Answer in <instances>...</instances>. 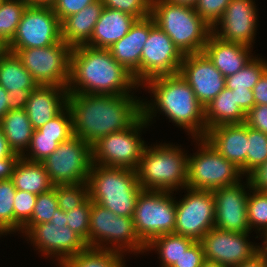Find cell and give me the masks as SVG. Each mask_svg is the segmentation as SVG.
I'll return each instance as SVG.
<instances>
[{
	"label": "cell",
	"instance_id": "48",
	"mask_svg": "<svg viewBox=\"0 0 267 267\" xmlns=\"http://www.w3.org/2000/svg\"><path fill=\"white\" fill-rule=\"evenodd\" d=\"M245 123L250 128L267 134V105H255L246 114Z\"/></svg>",
	"mask_w": 267,
	"mask_h": 267
},
{
	"label": "cell",
	"instance_id": "6",
	"mask_svg": "<svg viewBox=\"0 0 267 267\" xmlns=\"http://www.w3.org/2000/svg\"><path fill=\"white\" fill-rule=\"evenodd\" d=\"M150 16L184 55L201 53L212 33L192 6L152 0Z\"/></svg>",
	"mask_w": 267,
	"mask_h": 267
},
{
	"label": "cell",
	"instance_id": "24",
	"mask_svg": "<svg viewBox=\"0 0 267 267\" xmlns=\"http://www.w3.org/2000/svg\"><path fill=\"white\" fill-rule=\"evenodd\" d=\"M67 87L38 85L29 95L25 111L34 130L44 126L67 107Z\"/></svg>",
	"mask_w": 267,
	"mask_h": 267
},
{
	"label": "cell",
	"instance_id": "8",
	"mask_svg": "<svg viewBox=\"0 0 267 267\" xmlns=\"http://www.w3.org/2000/svg\"><path fill=\"white\" fill-rule=\"evenodd\" d=\"M194 141L199 143L196 145L198 150L192 156L188 155L186 187L212 191L236 184L242 179L240 169L225 159L205 138H194Z\"/></svg>",
	"mask_w": 267,
	"mask_h": 267
},
{
	"label": "cell",
	"instance_id": "42",
	"mask_svg": "<svg viewBox=\"0 0 267 267\" xmlns=\"http://www.w3.org/2000/svg\"><path fill=\"white\" fill-rule=\"evenodd\" d=\"M41 136L57 137V142L67 141L73 136L71 114L66 107L60 114L38 129Z\"/></svg>",
	"mask_w": 267,
	"mask_h": 267
},
{
	"label": "cell",
	"instance_id": "33",
	"mask_svg": "<svg viewBox=\"0 0 267 267\" xmlns=\"http://www.w3.org/2000/svg\"><path fill=\"white\" fill-rule=\"evenodd\" d=\"M27 6L18 0H0V48H5L15 36Z\"/></svg>",
	"mask_w": 267,
	"mask_h": 267
},
{
	"label": "cell",
	"instance_id": "7",
	"mask_svg": "<svg viewBox=\"0 0 267 267\" xmlns=\"http://www.w3.org/2000/svg\"><path fill=\"white\" fill-rule=\"evenodd\" d=\"M88 247L123 254L128 251L134 255L146 250V244L139 238L132 217L116 215L95 202L91 204Z\"/></svg>",
	"mask_w": 267,
	"mask_h": 267
},
{
	"label": "cell",
	"instance_id": "21",
	"mask_svg": "<svg viewBox=\"0 0 267 267\" xmlns=\"http://www.w3.org/2000/svg\"><path fill=\"white\" fill-rule=\"evenodd\" d=\"M0 85L8 92L9 111L26 108L31 91L38 83L24 68L16 53L0 49Z\"/></svg>",
	"mask_w": 267,
	"mask_h": 267
},
{
	"label": "cell",
	"instance_id": "41",
	"mask_svg": "<svg viewBox=\"0 0 267 267\" xmlns=\"http://www.w3.org/2000/svg\"><path fill=\"white\" fill-rule=\"evenodd\" d=\"M58 208L56 190L41 193L37 196L31 219L25 225H35L49 222L55 210Z\"/></svg>",
	"mask_w": 267,
	"mask_h": 267
},
{
	"label": "cell",
	"instance_id": "59",
	"mask_svg": "<svg viewBox=\"0 0 267 267\" xmlns=\"http://www.w3.org/2000/svg\"><path fill=\"white\" fill-rule=\"evenodd\" d=\"M200 267H226L217 262L205 260Z\"/></svg>",
	"mask_w": 267,
	"mask_h": 267
},
{
	"label": "cell",
	"instance_id": "52",
	"mask_svg": "<svg viewBox=\"0 0 267 267\" xmlns=\"http://www.w3.org/2000/svg\"><path fill=\"white\" fill-rule=\"evenodd\" d=\"M255 105H267V70L253 88Z\"/></svg>",
	"mask_w": 267,
	"mask_h": 267
},
{
	"label": "cell",
	"instance_id": "1",
	"mask_svg": "<svg viewBox=\"0 0 267 267\" xmlns=\"http://www.w3.org/2000/svg\"><path fill=\"white\" fill-rule=\"evenodd\" d=\"M142 102L133 95L68 94L73 135L94 145L103 136L131 127L142 116Z\"/></svg>",
	"mask_w": 267,
	"mask_h": 267
},
{
	"label": "cell",
	"instance_id": "11",
	"mask_svg": "<svg viewBox=\"0 0 267 267\" xmlns=\"http://www.w3.org/2000/svg\"><path fill=\"white\" fill-rule=\"evenodd\" d=\"M147 126L141 116L131 127L101 137L92 145L93 164L136 170L147 146L140 133Z\"/></svg>",
	"mask_w": 267,
	"mask_h": 267
},
{
	"label": "cell",
	"instance_id": "20",
	"mask_svg": "<svg viewBox=\"0 0 267 267\" xmlns=\"http://www.w3.org/2000/svg\"><path fill=\"white\" fill-rule=\"evenodd\" d=\"M179 73L204 108L226 87L225 77L203 52L185 54Z\"/></svg>",
	"mask_w": 267,
	"mask_h": 267
},
{
	"label": "cell",
	"instance_id": "45",
	"mask_svg": "<svg viewBox=\"0 0 267 267\" xmlns=\"http://www.w3.org/2000/svg\"><path fill=\"white\" fill-rule=\"evenodd\" d=\"M231 0H198L194 8L198 15L211 27L221 19Z\"/></svg>",
	"mask_w": 267,
	"mask_h": 267
},
{
	"label": "cell",
	"instance_id": "39",
	"mask_svg": "<svg viewBox=\"0 0 267 267\" xmlns=\"http://www.w3.org/2000/svg\"><path fill=\"white\" fill-rule=\"evenodd\" d=\"M36 194L16 189L14 196V232L22 231V227L31 219Z\"/></svg>",
	"mask_w": 267,
	"mask_h": 267
},
{
	"label": "cell",
	"instance_id": "10",
	"mask_svg": "<svg viewBox=\"0 0 267 267\" xmlns=\"http://www.w3.org/2000/svg\"><path fill=\"white\" fill-rule=\"evenodd\" d=\"M173 193L155 190L139 193L132 219L139 238L146 245L157 236L174 233L176 205Z\"/></svg>",
	"mask_w": 267,
	"mask_h": 267
},
{
	"label": "cell",
	"instance_id": "25",
	"mask_svg": "<svg viewBox=\"0 0 267 267\" xmlns=\"http://www.w3.org/2000/svg\"><path fill=\"white\" fill-rule=\"evenodd\" d=\"M251 49L241 43L223 41L211 33L202 52L226 78L249 63L254 57Z\"/></svg>",
	"mask_w": 267,
	"mask_h": 267
},
{
	"label": "cell",
	"instance_id": "57",
	"mask_svg": "<svg viewBox=\"0 0 267 267\" xmlns=\"http://www.w3.org/2000/svg\"><path fill=\"white\" fill-rule=\"evenodd\" d=\"M56 0H33V6L52 7Z\"/></svg>",
	"mask_w": 267,
	"mask_h": 267
},
{
	"label": "cell",
	"instance_id": "13",
	"mask_svg": "<svg viewBox=\"0 0 267 267\" xmlns=\"http://www.w3.org/2000/svg\"><path fill=\"white\" fill-rule=\"evenodd\" d=\"M41 163L54 186L87 181L93 164L92 145L73 135Z\"/></svg>",
	"mask_w": 267,
	"mask_h": 267
},
{
	"label": "cell",
	"instance_id": "16",
	"mask_svg": "<svg viewBox=\"0 0 267 267\" xmlns=\"http://www.w3.org/2000/svg\"><path fill=\"white\" fill-rule=\"evenodd\" d=\"M184 54L156 24L150 29L140 60V86L147 80L180 71Z\"/></svg>",
	"mask_w": 267,
	"mask_h": 267
},
{
	"label": "cell",
	"instance_id": "43",
	"mask_svg": "<svg viewBox=\"0 0 267 267\" xmlns=\"http://www.w3.org/2000/svg\"><path fill=\"white\" fill-rule=\"evenodd\" d=\"M92 201L89 197L78 207L66 212L67 226L77 233L88 246L90 211Z\"/></svg>",
	"mask_w": 267,
	"mask_h": 267
},
{
	"label": "cell",
	"instance_id": "23",
	"mask_svg": "<svg viewBox=\"0 0 267 267\" xmlns=\"http://www.w3.org/2000/svg\"><path fill=\"white\" fill-rule=\"evenodd\" d=\"M155 25L151 16L137 19L130 31L108 50L113 58L130 73L140 85V60L150 29Z\"/></svg>",
	"mask_w": 267,
	"mask_h": 267
},
{
	"label": "cell",
	"instance_id": "12",
	"mask_svg": "<svg viewBox=\"0 0 267 267\" xmlns=\"http://www.w3.org/2000/svg\"><path fill=\"white\" fill-rule=\"evenodd\" d=\"M8 51L17 54L38 85L68 87L72 48L62 39L47 47Z\"/></svg>",
	"mask_w": 267,
	"mask_h": 267
},
{
	"label": "cell",
	"instance_id": "56",
	"mask_svg": "<svg viewBox=\"0 0 267 267\" xmlns=\"http://www.w3.org/2000/svg\"><path fill=\"white\" fill-rule=\"evenodd\" d=\"M261 235L263 234V244L258 246V252L267 260V230H264Z\"/></svg>",
	"mask_w": 267,
	"mask_h": 267
},
{
	"label": "cell",
	"instance_id": "5",
	"mask_svg": "<svg viewBox=\"0 0 267 267\" xmlns=\"http://www.w3.org/2000/svg\"><path fill=\"white\" fill-rule=\"evenodd\" d=\"M180 147L172 143L145 147L136 169L143 190L174 192L186 188L188 155Z\"/></svg>",
	"mask_w": 267,
	"mask_h": 267
},
{
	"label": "cell",
	"instance_id": "40",
	"mask_svg": "<svg viewBox=\"0 0 267 267\" xmlns=\"http://www.w3.org/2000/svg\"><path fill=\"white\" fill-rule=\"evenodd\" d=\"M59 146L57 137L41 136V132L34 130L28 152L22 157L29 161L42 162Z\"/></svg>",
	"mask_w": 267,
	"mask_h": 267
},
{
	"label": "cell",
	"instance_id": "35",
	"mask_svg": "<svg viewBox=\"0 0 267 267\" xmlns=\"http://www.w3.org/2000/svg\"><path fill=\"white\" fill-rule=\"evenodd\" d=\"M247 200V215L250 231L267 230V191L251 188ZM261 230V231H260Z\"/></svg>",
	"mask_w": 267,
	"mask_h": 267
},
{
	"label": "cell",
	"instance_id": "37",
	"mask_svg": "<svg viewBox=\"0 0 267 267\" xmlns=\"http://www.w3.org/2000/svg\"><path fill=\"white\" fill-rule=\"evenodd\" d=\"M16 188L12 179L0 181V231L14 232V196Z\"/></svg>",
	"mask_w": 267,
	"mask_h": 267
},
{
	"label": "cell",
	"instance_id": "31",
	"mask_svg": "<svg viewBox=\"0 0 267 267\" xmlns=\"http://www.w3.org/2000/svg\"><path fill=\"white\" fill-rule=\"evenodd\" d=\"M124 254L114 250L86 247L66 258L59 267H125Z\"/></svg>",
	"mask_w": 267,
	"mask_h": 267
},
{
	"label": "cell",
	"instance_id": "36",
	"mask_svg": "<svg viewBox=\"0 0 267 267\" xmlns=\"http://www.w3.org/2000/svg\"><path fill=\"white\" fill-rule=\"evenodd\" d=\"M267 160V134L248 126L247 177Z\"/></svg>",
	"mask_w": 267,
	"mask_h": 267
},
{
	"label": "cell",
	"instance_id": "47",
	"mask_svg": "<svg viewBox=\"0 0 267 267\" xmlns=\"http://www.w3.org/2000/svg\"><path fill=\"white\" fill-rule=\"evenodd\" d=\"M205 261L202 244L200 241H195L183 254L180 256L172 267H200Z\"/></svg>",
	"mask_w": 267,
	"mask_h": 267
},
{
	"label": "cell",
	"instance_id": "50",
	"mask_svg": "<svg viewBox=\"0 0 267 267\" xmlns=\"http://www.w3.org/2000/svg\"><path fill=\"white\" fill-rule=\"evenodd\" d=\"M232 93L235 94L236 104L245 114L255 106L253 90H232Z\"/></svg>",
	"mask_w": 267,
	"mask_h": 267
},
{
	"label": "cell",
	"instance_id": "51",
	"mask_svg": "<svg viewBox=\"0 0 267 267\" xmlns=\"http://www.w3.org/2000/svg\"><path fill=\"white\" fill-rule=\"evenodd\" d=\"M20 155L13 153L10 157L0 159V181L12 179Z\"/></svg>",
	"mask_w": 267,
	"mask_h": 267
},
{
	"label": "cell",
	"instance_id": "54",
	"mask_svg": "<svg viewBox=\"0 0 267 267\" xmlns=\"http://www.w3.org/2000/svg\"><path fill=\"white\" fill-rule=\"evenodd\" d=\"M8 92L0 85V120L9 112Z\"/></svg>",
	"mask_w": 267,
	"mask_h": 267
},
{
	"label": "cell",
	"instance_id": "34",
	"mask_svg": "<svg viewBox=\"0 0 267 267\" xmlns=\"http://www.w3.org/2000/svg\"><path fill=\"white\" fill-rule=\"evenodd\" d=\"M266 70L267 61L254 56L241 70L225 78L226 88L231 90H253Z\"/></svg>",
	"mask_w": 267,
	"mask_h": 267
},
{
	"label": "cell",
	"instance_id": "58",
	"mask_svg": "<svg viewBox=\"0 0 267 267\" xmlns=\"http://www.w3.org/2000/svg\"><path fill=\"white\" fill-rule=\"evenodd\" d=\"M173 4L188 5L194 7L198 0H166Z\"/></svg>",
	"mask_w": 267,
	"mask_h": 267
},
{
	"label": "cell",
	"instance_id": "32",
	"mask_svg": "<svg viewBox=\"0 0 267 267\" xmlns=\"http://www.w3.org/2000/svg\"><path fill=\"white\" fill-rule=\"evenodd\" d=\"M195 241L191 238L177 234H164L153 238L146 245V252L151 250L158 251L161 267H172L179 260L180 256Z\"/></svg>",
	"mask_w": 267,
	"mask_h": 267
},
{
	"label": "cell",
	"instance_id": "15",
	"mask_svg": "<svg viewBox=\"0 0 267 267\" xmlns=\"http://www.w3.org/2000/svg\"><path fill=\"white\" fill-rule=\"evenodd\" d=\"M61 40V22L52 7L28 5L6 50L51 46Z\"/></svg>",
	"mask_w": 267,
	"mask_h": 267
},
{
	"label": "cell",
	"instance_id": "17",
	"mask_svg": "<svg viewBox=\"0 0 267 267\" xmlns=\"http://www.w3.org/2000/svg\"><path fill=\"white\" fill-rule=\"evenodd\" d=\"M249 233L210 229L200 240L205 260L234 267L251 259L258 253V245L249 241Z\"/></svg>",
	"mask_w": 267,
	"mask_h": 267
},
{
	"label": "cell",
	"instance_id": "28",
	"mask_svg": "<svg viewBox=\"0 0 267 267\" xmlns=\"http://www.w3.org/2000/svg\"><path fill=\"white\" fill-rule=\"evenodd\" d=\"M245 121L246 114L236 104L235 94L226 87L205 107L206 132L219 125L241 124Z\"/></svg>",
	"mask_w": 267,
	"mask_h": 267
},
{
	"label": "cell",
	"instance_id": "3",
	"mask_svg": "<svg viewBox=\"0 0 267 267\" xmlns=\"http://www.w3.org/2000/svg\"><path fill=\"white\" fill-rule=\"evenodd\" d=\"M142 86L154 97L151 102H142V116L148 124L160 112L175 126L187 130L192 139L205 137V108L180 73L151 78Z\"/></svg>",
	"mask_w": 267,
	"mask_h": 267
},
{
	"label": "cell",
	"instance_id": "60",
	"mask_svg": "<svg viewBox=\"0 0 267 267\" xmlns=\"http://www.w3.org/2000/svg\"><path fill=\"white\" fill-rule=\"evenodd\" d=\"M18 1H22V2H25L28 5H32L33 6V0H18Z\"/></svg>",
	"mask_w": 267,
	"mask_h": 267
},
{
	"label": "cell",
	"instance_id": "18",
	"mask_svg": "<svg viewBox=\"0 0 267 267\" xmlns=\"http://www.w3.org/2000/svg\"><path fill=\"white\" fill-rule=\"evenodd\" d=\"M241 181L212 190L215 200V227L237 233L251 232L248 223L247 200L252 186L248 177L245 184L247 187L242 185Z\"/></svg>",
	"mask_w": 267,
	"mask_h": 267
},
{
	"label": "cell",
	"instance_id": "44",
	"mask_svg": "<svg viewBox=\"0 0 267 267\" xmlns=\"http://www.w3.org/2000/svg\"><path fill=\"white\" fill-rule=\"evenodd\" d=\"M104 7L128 13L137 19L150 16L152 0H101Z\"/></svg>",
	"mask_w": 267,
	"mask_h": 267
},
{
	"label": "cell",
	"instance_id": "26",
	"mask_svg": "<svg viewBox=\"0 0 267 267\" xmlns=\"http://www.w3.org/2000/svg\"><path fill=\"white\" fill-rule=\"evenodd\" d=\"M136 20L128 13L104 7L87 46L108 49L130 31Z\"/></svg>",
	"mask_w": 267,
	"mask_h": 267
},
{
	"label": "cell",
	"instance_id": "49",
	"mask_svg": "<svg viewBox=\"0 0 267 267\" xmlns=\"http://www.w3.org/2000/svg\"><path fill=\"white\" fill-rule=\"evenodd\" d=\"M253 189L267 191V160L248 176Z\"/></svg>",
	"mask_w": 267,
	"mask_h": 267
},
{
	"label": "cell",
	"instance_id": "4",
	"mask_svg": "<svg viewBox=\"0 0 267 267\" xmlns=\"http://www.w3.org/2000/svg\"><path fill=\"white\" fill-rule=\"evenodd\" d=\"M87 182L92 202L116 215L133 217L137 197L143 190L136 170L92 164Z\"/></svg>",
	"mask_w": 267,
	"mask_h": 267
},
{
	"label": "cell",
	"instance_id": "30",
	"mask_svg": "<svg viewBox=\"0 0 267 267\" xmlns=\"http://www.w3.org/2000/svg\"><path fill=\"white\" fill-rule=\"evenodd\" d=\"M12 180L16 189L36 195L50 191L54 187L42 163L23 157H20L15 166Z\"/></svg>",
	"mask_w": 267,
	"mask_h": 267
},
{
	"label": "cell",
	"instance_id": "19",
	"mask_svg": "<svg viewBox=\"0 0 267 267\" xmlns=\"http://www.w3.org/2000/svg\"><path fill=\"white\" fill-rule=\"evenodd\" d=\"M255 5L254 0H231L212 33L223 41L253 47L258 19Z\"/></svg>",
	"mask_w": 267,
	"mask_h": 267
},
{
	"label": "cell",
	"instance_id": "14",
	"mask_svg": "<svg viewBox=\"0 0 267 267\" xmlns=\"http://www.w3.org/2000/svg\"><path fill=\"white\" fill-rule=\"evenodd\" d=\"M185 197L175 200L176 225L174 234L200 241L215 227V200L212 191L186 187Z\"/></svg>",
	"mask_w": 267,
	"mask_h": 267
},
{
	"label": "cell",
	"instance_id": "22",
	"mask_svg": "<svg viewBox=\"0 0 267 267\" xmlns=\"http://www.w3.org/2000/svg\"><path fill=\"white\" fill-rule=\"evenodd\" d=\"M225 159L247 177L248 125L224 124L208 129L204 137Z\"/></svg>",
	"mask_w": 267,
	"mask_h": 267
},
{
	"label": "cell",
	"instance_id": "2",
	"mask_svg": "<svg viewBox=\"0 0 267 267\" xmlns=\"http://www.w3.org/2000/svg\"><path fill=\"white\" fill-rule=\"evenodd\" d=\"M139 86L108 49L87 45L72 48L69 94L134 95L132 88Z\"/></svg>",
	"mask_w": 267,
	"mask_h": 267
},
{
	"label": "cell",
	"instance_id": "29",
	"mask_svg": "<svg viewBox=\"0 0 267 267\" xmlns=\"http://www.w3.org/2000/svg\"><path fill=\"white\" fill-rule=\"evenodd\" d=\"M0 126L11 150L22 157L30 146L34 132L25 109L10 110L0 120Z\"/></svg>",
	"mask_w": 267,
	"mask_h": 267
},
{
	"label": "cell",
	"instance_id": "38",
	"mask_svg": "<svg viewBox=\"0 0 267 267\" xmlns=\"http://www.w3.org/2000/svg\"><path fill=\"white\" fill-rule=\"evenodd\" d=\"M56 190L58 208L68 212L80 206L88 197V182L75 184L57 185L53 187Z\"/></svg>",
	"mask_w": 267,
	"mask_h": 267
},
{
	"label": "cell",
	"instance_id": "27",
	"mask_svg": "<svg viewBox=\"0 0 267 267\" xmlns=\"http://www.w3.org/2000/svg\"><path fill=\"white\" fill-rule=\"evenodd\" d=\"M103 9L101 0H97L78 13L68 16L61 23V39L70 48L87 45Z\"/></svg>",
	"mask_w": 267,
	"mask_h": 267
},
{
	"label": "cell",
	"instance_id": "55",
	"mask_svg": "<svg viewBox=\"0 0 267 267\" xmlns=\"http://www.w3.org/2000/svg\"><path fill=\"white\" fill-rule=\"evenodd\" d=\"M13 153L0 126V159L10 157Z\"/></svg>",
	"mask_w": 267,
	"mask_h": 267
},
{
	"label": "cell",
	"instance_id": "46",
	"mask_svg": "<svg viewBox=\"0 0 267 267\" xmlns=\"http://www.w3.org/2000/svg\"><path fill=\"white\" fill-rule=\"evenodd\" d=\"M95 1L97 0H56L52 9L62 23L68 16L78 13Z\"/></svg>",
	"mask_w": 267,
	"mask_h": 267
},
{
	"label": "cell",
	"instance_id": "53",
	"mask_svg": "<svg viewBox=\"0 0 267 267\" xmlns=\"http://www.w3.org/2000/svg\"><path fill=\"white\" fill-rule=\"evenodd\" d=\"M234 267H266V259L258 252L251 259Z\"/></svg>",
	"mask_w": 267,
	"mask_h": 267
},
{
	"label": "cell",
	"instance_id": "9",
	"mask_svg": "<svg viewBox=\"0 0 267 267\" xmlns=\"http://www.w3.org/2000/svg\"><path fill=\"white\" fill-rule=\"evenodd\" d=\"M21 233L25 234L46 258L55 257L58 266L66 259L80 253L87 247L86 242L67 226L66 212L57 208L49 222L24 225Z\"/></svg>",
	"mask_w": 267,
	"mask_h": 267
}]
</instances>
